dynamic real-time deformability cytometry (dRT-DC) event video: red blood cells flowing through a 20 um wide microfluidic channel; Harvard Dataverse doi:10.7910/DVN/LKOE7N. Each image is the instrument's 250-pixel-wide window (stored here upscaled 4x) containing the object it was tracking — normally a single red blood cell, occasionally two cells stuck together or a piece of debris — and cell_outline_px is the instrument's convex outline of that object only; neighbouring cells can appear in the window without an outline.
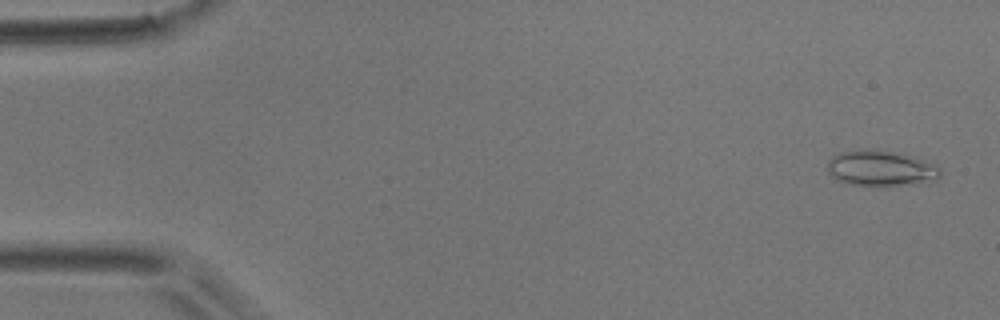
{"species": "common noctule bat (a hibernating species)", "species_latin": "Nyctalus noctula", "temperature_condition": "room temperature", "stored_images_in_passage": 11, "camera_frame_rate_fps": 3000, "um_per_image_px": 0.085, "animal": {"sex": "male", "body_mass_g": 17.9}, "frame": {"image": 1, "passage_image": 2, "time_ms": 0.333, "image_size_px": [1000, 320], "cell_outline_px": [[940, 176], [936, 180], [928, 184], [852, 184], [840, 180], [832, 176], [828, 172], [828, 160], [832, 156], [840, 152], [860, 148], [916, 156], [936, 164], [940, 168]], "centroid_in_image_um": [74.93, 14.28], "position_along_channel_um": 10.1, "area_um2": 23.24}}